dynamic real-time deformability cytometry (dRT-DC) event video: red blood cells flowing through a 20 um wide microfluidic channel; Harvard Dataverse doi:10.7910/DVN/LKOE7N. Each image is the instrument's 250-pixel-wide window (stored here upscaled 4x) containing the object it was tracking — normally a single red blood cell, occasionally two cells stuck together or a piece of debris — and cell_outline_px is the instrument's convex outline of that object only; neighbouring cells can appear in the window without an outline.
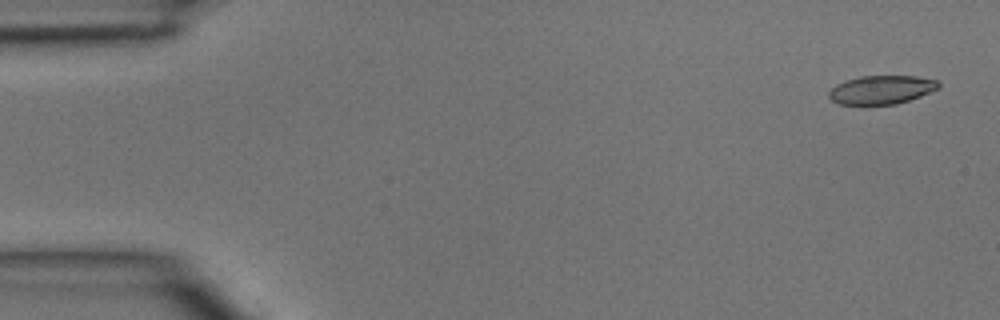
{"species": "common noctule bat (a hibernating species)", "species_latin": "Nyctalus noctula", "temperature_condition": "room temperature", "stored_images_in_passage": 42, "camera_frame_rate_fps": 3000, "um_per_image_px": 0.085, "animal": {"sex": "male", "body_mass_g": 15.6}, "frame": {"image": 1, "passage_image": 2, "time_ms": 0.333, "image_size_px": [1000, 320], "cell_outline_px": [[940, 84], [936, 88], [920, 96], [896, 104], [836, 104], [828, 96], [828, 92], [836, 84], [860, 76], [916, 76], [936, 80]], "centroid_in_image_um": [74.88, 7.63], "position_along_channel_um": 10.1, "area_um2": 17.98}}
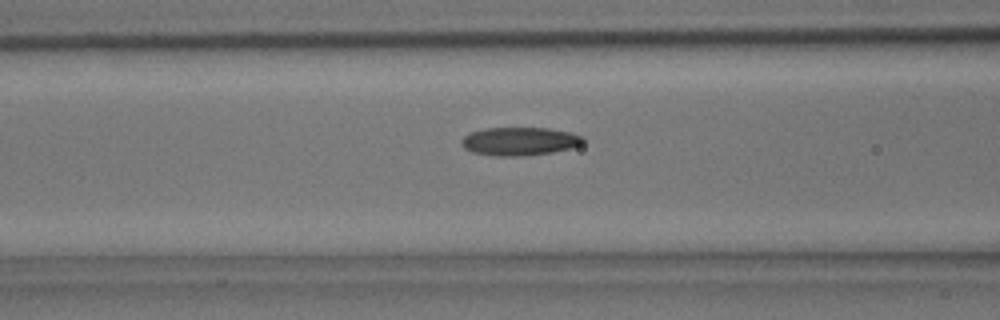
{"frame": {"image": 2, "passage_image": 18, "time_ms": 5.667, "image_size_px": [1000, 320], "cell_outline_px": [[584, 140], [580, 144], [572, 148], [552, 152], [524, 156], [496, 156], [472, 152], [464, 148], [460, 144], [460, 140], [464, 136], [472, 132], [484, 128], [548, 128], [572, 132], [584, 136]], "centroid_in_image_um": [44.16, 12.01], "position_along_channel_um": 122.4, "area_um2": 20.17}}
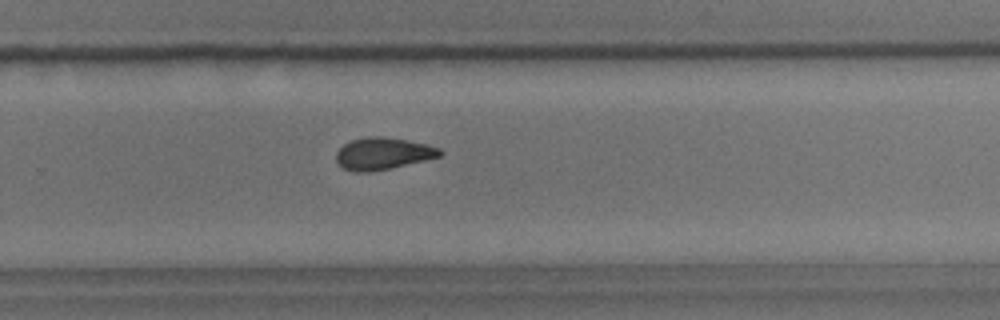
{"frame": {"image": 3, "passage_image": 30, "time_ms": 9.667, "image_size_px": [1000, 320], "cell_outline_px": [[444, 152], [440, 156], [424, 160], [372, 172], [356, 172], [344, 168], [336, 160], [336, 152], [344, 144], [352, 140], [368, 136], [380, 136], [404, 140], [424, 144], [440, 148]], "centroid_in_image_um": [32.53, 13.05], "position_along_channel_um": 297.3, "area_um2": 19.02}}